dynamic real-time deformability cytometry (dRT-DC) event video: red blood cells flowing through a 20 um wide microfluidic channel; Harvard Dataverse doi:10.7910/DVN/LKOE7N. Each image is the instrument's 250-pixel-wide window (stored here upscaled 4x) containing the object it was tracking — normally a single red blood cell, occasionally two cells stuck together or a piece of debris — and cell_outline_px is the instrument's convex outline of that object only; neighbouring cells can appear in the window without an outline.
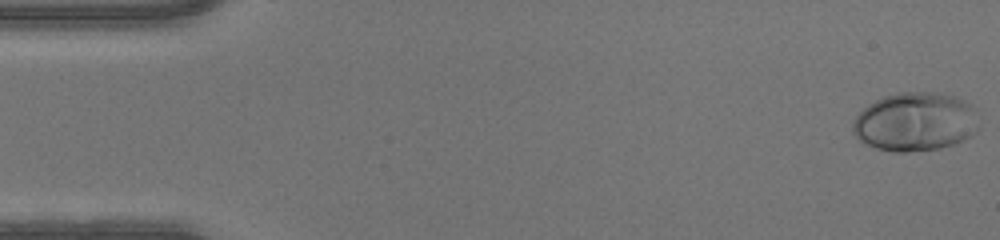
{"species": "human", "species_latin": "Homo sapiens", "temperature_condition": "warm", "stored_images_in_passage": 48, "camera_frame_rate_fps": 3000, "um_per_image_px": 0.085, "donor": {"sex": "male"}, "frame": {"image": 1, "passage_image": 1, "time_ms": 0.0, "image_size_px": [1000, 240], "cell_outline_px": [[980, 128], [972, 136], [956, 144], [940, 148], [908, 152], [892, 152], [876, 148], [864, 144], [852, 132], [852, 120], [868, 104], [884, 96], [900, 92], [940, 92], [964, 100], [972, 104], [976, 108]], "centroid_in_image_um": [77.83, 10.36], "position_along_channel_um": 7.2, "area_um2": 43.93}}
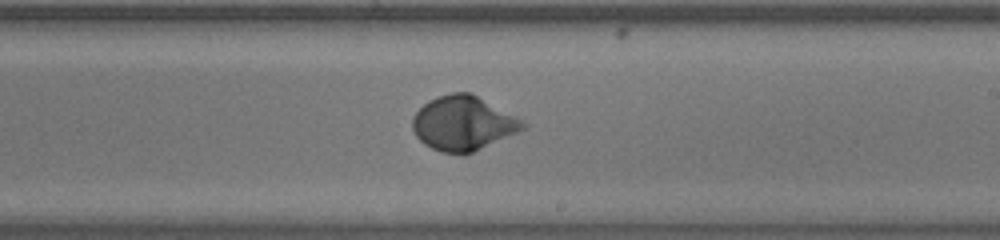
{"frame": {"image": 2, "passage_image": 28, "time_ms": 9.0, "image_size_px": [1000, 240], "cell_outline_px": [[528, 124], [524, 128], [516, 132], [464, 156], [440, 152], [424, 144], [416, 136], [412, 128], [412, 116], [428, 100], [452, 92], [472, 92], [516, 116]], "centroid_in_image_um": [39.34, 10.48], "position_along_channel_um": 249.7, "area_um2": 35.08}}
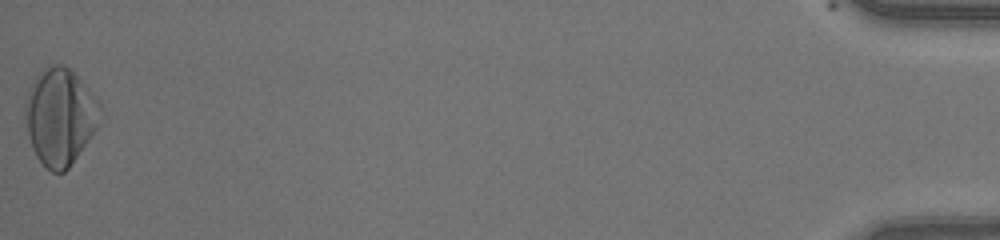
{"frame": {"image": 3, "passage_image": 48, "time_ms": 15.667, "image_size_px": [1000, 240], "cell_outline_px": [[100, 104], [96, 128], [88, 140], [68, 168], [64, 172], [52, 172], [36, 156], [32, 148], [24, 116], [24, 104], [28, 92], [36, 76], [44, 68], [52, 64], [64, 64], [100, 100]], "centroid_in_image_um": [5.07, 9.89], "position_along_channel_um": 430.1, "area_um2": 41.62}}